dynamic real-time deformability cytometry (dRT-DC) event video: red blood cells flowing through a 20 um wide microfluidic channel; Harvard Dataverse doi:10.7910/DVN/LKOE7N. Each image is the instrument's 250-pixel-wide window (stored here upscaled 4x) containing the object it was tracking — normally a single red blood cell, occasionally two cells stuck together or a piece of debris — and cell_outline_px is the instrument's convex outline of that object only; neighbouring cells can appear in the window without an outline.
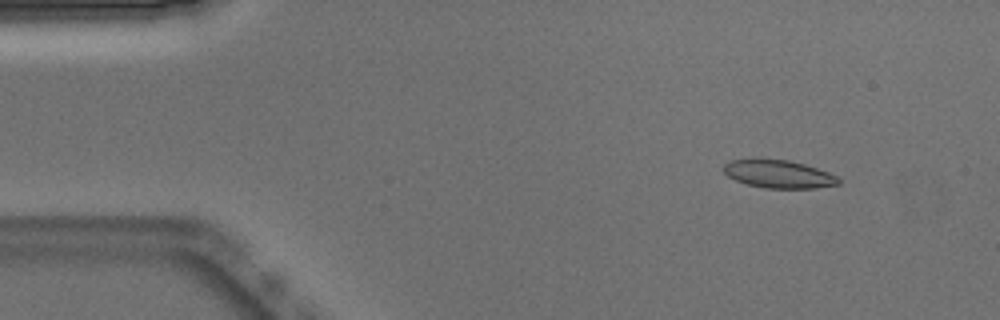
{"species": "Egyptian fruit bat (a non-hibernating species)", "species_latin": "Rousettus aegyptiacus", "temperature_condition": "warm", "stored_images_in_passage": 52, "camera_frame_rate_fps": 3000, "um_per_image_px": 0.085, "animal": {"sex": "male"}, "frame": {"image": 1, "passage_image": 6, "time_ms": 1.667, "image_size_px": [1000, 320], "cell_outline_px": [[840, 184], [816, 188], [764, 188], [744, 184], [728, 176], [724, 172], [724, 164], [728, 160], [756, 156], [764, 156], [788, 160], [804, 164], [828, 172], [836, 176], [840, 180]], "centroid_in_image_um": [66.1, 14.75], "position_along_channel_um": 18.9, "area_um2": 19.48}}
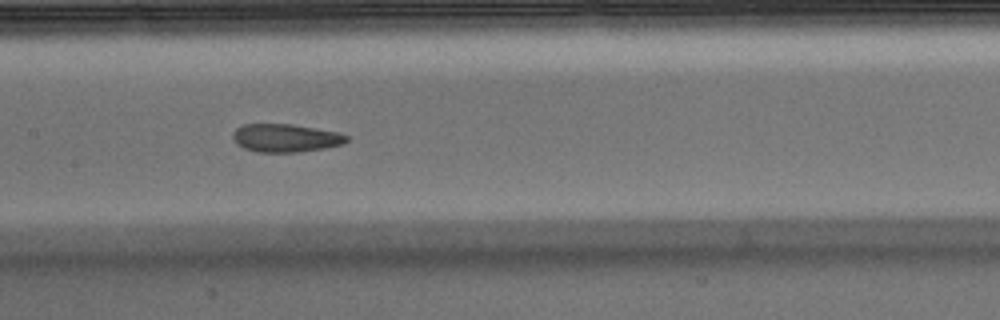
{"frame": {"image": 2, "passage_image": 25, "time_ms": 8.0, "image_size_px": [1000, 320], "cell_outline_px": [[348, 140], [344, 144], [324, 148], [296, 152], [256, 152], [244, 148], [236, 144], [232, 136], [232, 132], [236, 128], [244, 124], [292, 124], [340, 132], [348, 136]], "centroid_in_image_um": [24.27, 11.72], "position_along_channel_um": 183.1, "area_um2": 18.79}}
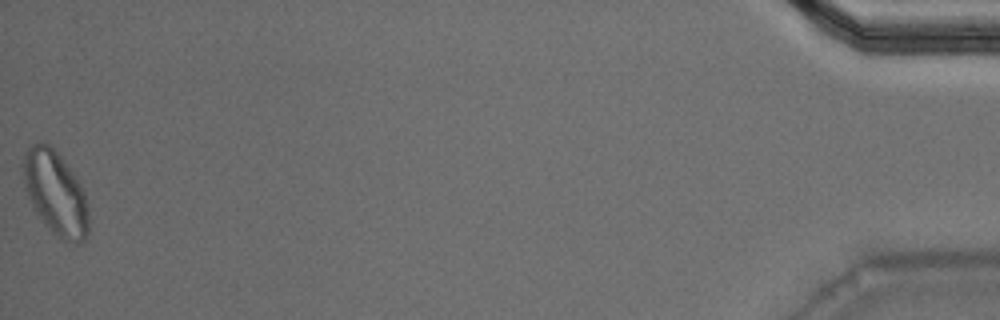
{"frame": {"image": 3, "passage_image": 52, "time_ms": 17.0, "image_size_px": [1000, 320], "cell_outline_px": [[88, 232], [84, 240], [80, 244], [76, 244], [64, 240], [56, 236], [52, 232], [36, 212], [28, 196], [24, 184], [20, 164], [24, 152], [32, 144], [40, 140], [48, 144], [60, 156], [72, 172], [80, 184], [84, 192], [88, 208]], "centroid_in_image_um": [4.69, 16.39], "position_along_channel_um": 430.5, "area_um2": 32.08}, "authors_computed_cell_mechanics": {"area_um2": 19.363, "velocity_mm_per_s": 3.8705, "shape_relaxation_time_tau1_ms": 8.0848, "shape_relaxation_time_tau2_ms": 2.0103, "deformation_change_tau1": 0.1964, "deformation_change_tau2": 0.0892}}